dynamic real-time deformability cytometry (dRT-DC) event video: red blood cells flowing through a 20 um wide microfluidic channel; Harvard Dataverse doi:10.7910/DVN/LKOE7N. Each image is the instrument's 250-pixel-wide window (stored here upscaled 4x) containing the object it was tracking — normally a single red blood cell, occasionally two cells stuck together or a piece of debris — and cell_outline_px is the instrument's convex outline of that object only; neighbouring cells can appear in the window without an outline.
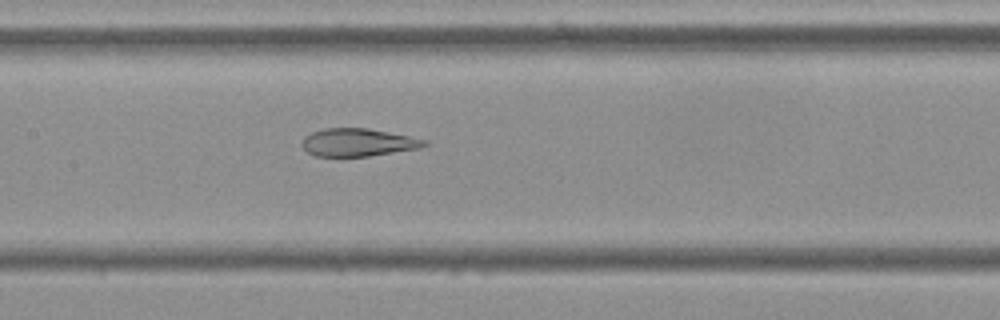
{"species": "Egyptian fruit bat (a non-hibernating species)", "species_latin": "Rousettus aegyptiacus", "temperature_condition": "cold", "stored_images_in_passage": 55, "camera_frame_rate_fps": 3000, "um_per_image_px": 0.085, "frame": {"image": 1, "passage_image": 26, "time_ms": 8.333, "image_size_px": [1000, 320], "cell_outline_px": [[428, 144], [420, 148], [368, 156], [316, 156], [308, 152], [300, 144], [304, 136], [312, 132], [324, 128], [368, 128], [428, 140]], "centroid_in_image_um": [30.41, 12.1], "position_along_channel_um": 177.0, "area_um2": 19.77}}
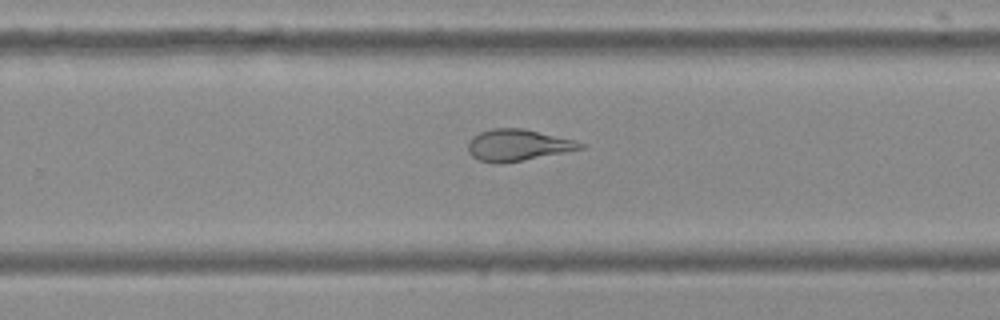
{"frame": {"image": 2, "passage_image": 35, "time_ms": 11.333, "image_size_px": [1000, 320], "cell_outline_px": [[588, 144], [584, 148], [524, 160], [500, 164], [492, 164], [480, 160], [472, 156], [468, 152], [468, 144], [472, 136], [480, 132], [492, 128], [524, 128]], "centroid_in_image_um": [43.98, 12.34], "position_along_channel_um": 285.8, "area_um2": 20.63}}
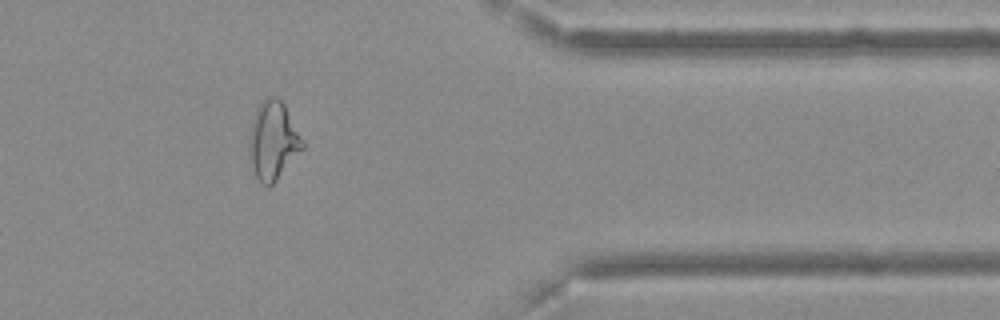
{"frame": {"image": 3, "passage_image": 45, "time_ms": 14.667, "image_size_px": [1000, 320], "cell_outline_px": [[304, 148], [276, 180], [268, 188], [260, 184], [256, 176], [248, 152], [248, 140], [252, 124], [256, 112], [260, 104], [268, 96], [276, 96], [284, 104], [304, 140]], "centroid_in_image_um": [23.22, 11.98], "position_along_channel_um": 388.2, "area_um2": 24.16}, "authors_computed_cell_mechanics": {"area_um2": 24.1604, "velocity_mm_per_s": 3.6355, "shape_relaxation_time_tau1_ms": null, "shape_relaxation_time_tau2_ms": 1.4534, "deformation_change_tau1": null, "deformation_change_tau2": 0.0715}}